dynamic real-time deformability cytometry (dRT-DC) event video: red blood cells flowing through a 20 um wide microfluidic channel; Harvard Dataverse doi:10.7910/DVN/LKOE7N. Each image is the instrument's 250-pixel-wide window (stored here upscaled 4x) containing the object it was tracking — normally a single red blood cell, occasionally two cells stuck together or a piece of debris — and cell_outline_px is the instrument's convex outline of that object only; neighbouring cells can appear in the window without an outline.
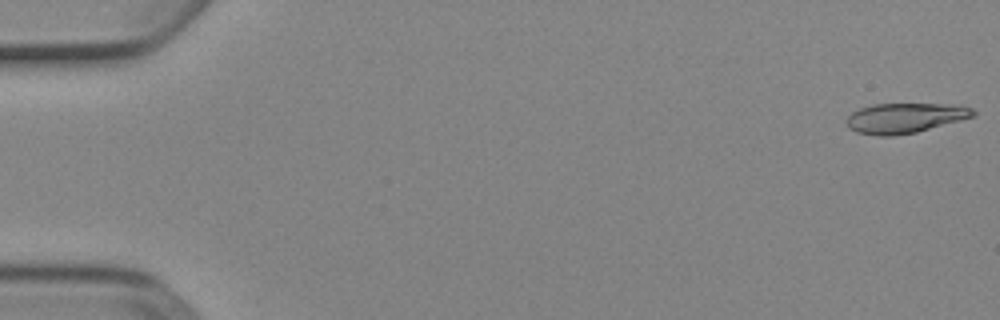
{"species": "Egyptian fruit bat (a non-hibernating species)", "species_latin": "Rousettus aegyptiacus", "temperature_condition": "cold", "stored_images_in_passage": 52, "camera_frame_rate_fps": 3000, "um_per_image_px": 0.085, "animal": {"sex": "female"}, "frame": {"image": 1, "passage_image": 1, "time_ms": 0.0, "image_size_px": [1000, 320], "cell_outline_px": [[976, 116], [916, 132], [892, 136], [880, 136], [856, 132], [848, 128], [844, 120], [852, 112], [860, 108], [872, 104], [960, 104], [972, 108], [976, 112]], "centroid_in_image_um": [76.92, 10.02], "position_along_channel_um": 8.1, "area_um2": 22.37}}
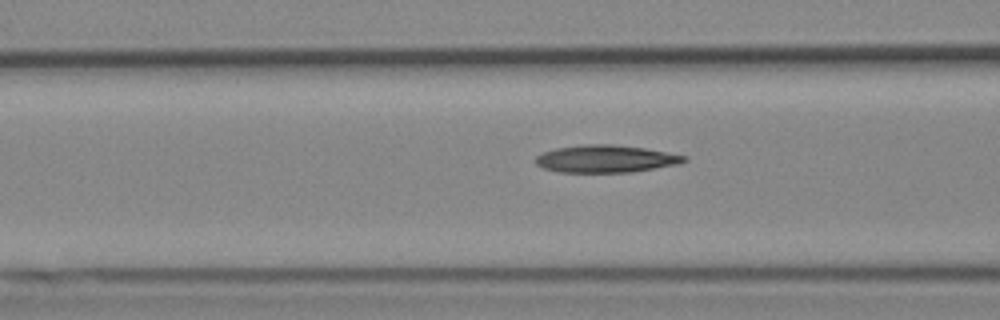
{"frame": {"image": 2, "passage_image": 21, "time_ms": 6.667, "image_size_px": [1000, 320], "cell_outline_px": [[688, 160], [680, 164], [632, 172], [560, 172], [544, 168], [536, 164], [532, 160], [536, 156], [544, 152], [556, 148], [584, 144], [612, 144], [644, 148], [688, 156]], "centroid_in_image_um": [51.5, 13.5], "position_along_channel_um": 115.1, "area_um2": 23.81}}
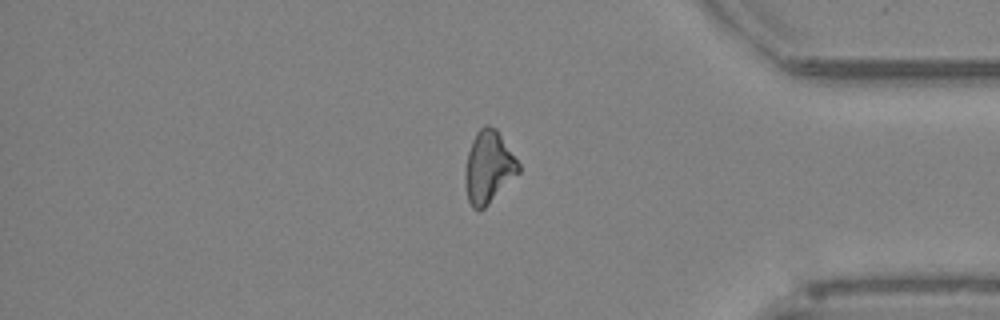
{"frame": {"image": 3, "passage_image": 44, "time_ms": 14.333, "image_size_px": [1000, 320], "cell_outline_px": [[520, 172], [480, 212], [472, 208], [468, 200], [464, 180], [464, 172], [468, 152], [472, 140], [476, 132], [484, 124], [488, 124], [496, 128], [520, 164]], "centroid_in_image_um": [41.51, 14.2], "position_along_channel_um": 393.7, "area_um2": 22.6}, "authors_computed_cell_mechanics": {"area_um2": 22.8599, "velocity_mm_per_s": 3.9112, "shape_relaxation_time_tau1_ms": 8.3881, "shape_relaxation_time_tau2_ms": null, "deformation_change_tau1": 0.2108, "deformation_change_tau2": null}}